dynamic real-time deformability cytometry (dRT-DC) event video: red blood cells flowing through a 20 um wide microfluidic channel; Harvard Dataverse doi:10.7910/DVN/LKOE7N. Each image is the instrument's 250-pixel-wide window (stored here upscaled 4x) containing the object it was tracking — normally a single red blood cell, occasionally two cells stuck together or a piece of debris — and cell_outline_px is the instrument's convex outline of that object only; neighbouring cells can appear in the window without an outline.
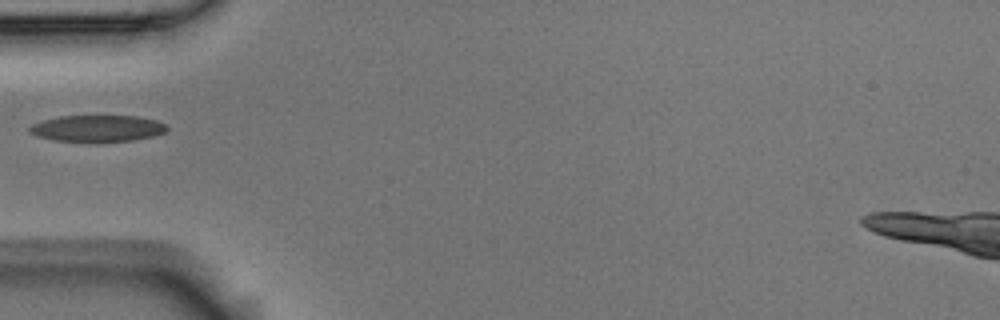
{"species": "Egyptian fruit bat (a non-hibernating species)", "species_latin": "Rousettus aegyptiacus", "temperature_condition": "room temperature", "stored_images_in_passage": 6, "camera_frame_rate_fps": 3000, "um_per_image_px": 0.085, "animal": {"sex": "male"}, "frame": {"image": 1, "passage_image": 5, "time_ms": 1.333, "image_size_px": [1000, 320], "cell_outline_px": [[168, 128], [164, 132], [152, 136], [132, 140], [52, 140], [36, 136], [28, 132], [28, 128], [32, 124], [44, 120], [60, 116], [136, 116], [156, 120], [164, 124]], "centroid_in_image_um": [8.24, 10.89], "position_along_channel_um": 76.8, "area_um2": 20.63}}
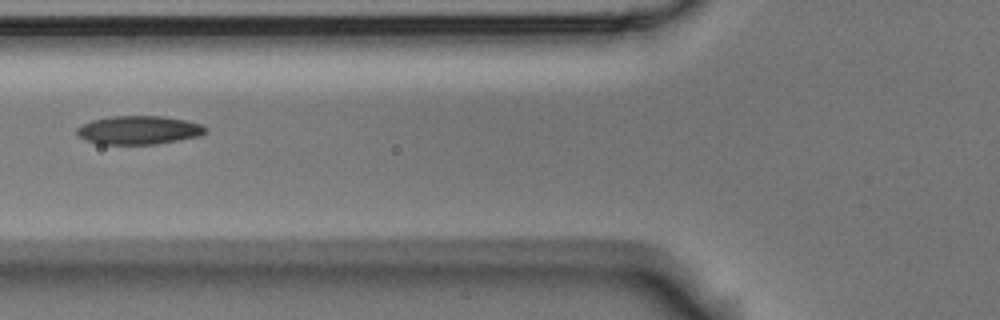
{"frame": {"image": 2, "passage_image": 6, "time_ms": 1.667, "image_size_px": [1000, 320], "cell_outline_px": [[208, 132], [200, 136], [156, 144], [100, 144], [84, 140], [76, 132], [76, 128], [92, 120], [112, 116], [164, 116], [184, 120], [200, 124], [208, 128]], "centroid_in_image_um": [11.82, 11.06], "position_along_channel_um": 114.0, "area_um2": 21.39}}